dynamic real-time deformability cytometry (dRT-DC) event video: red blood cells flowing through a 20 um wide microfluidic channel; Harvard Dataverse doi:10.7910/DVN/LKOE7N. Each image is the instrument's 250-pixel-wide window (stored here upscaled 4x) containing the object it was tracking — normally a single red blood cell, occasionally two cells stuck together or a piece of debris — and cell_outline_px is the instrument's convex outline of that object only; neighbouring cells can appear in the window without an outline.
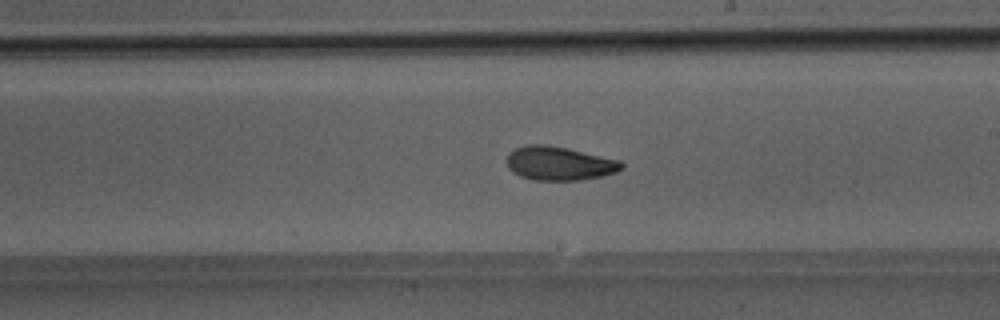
{"species": "Egyptian fruit bat (a non-hibernating species)", "species_latin": "Rousettus aegyptiacus", "temperature_condition": "room temperature", "stored_images_in_passage": 49, "camera_frame_rate_fps": 3000, "um_per_image_px": 0.085, "animal": {"sex": "male"}, "frame": {"image": 1, "passage_image": 28, "time_ms": 9.0, "image_size_px": [1000, 320], "cell_outline_px": [[624, 168], [616, 172], [600, 176], [580, 180], [532, 180], [520, 176], [512, 172], [508, 168], [508, 152], [516, 148], [528, 144], [544, 144], [564, 148], [620, 160], [624, 164]], "centroid_in_image_um": [47.52, 13.9], "position_along_channel_um": 241.5, "area_um2": 22.43}}
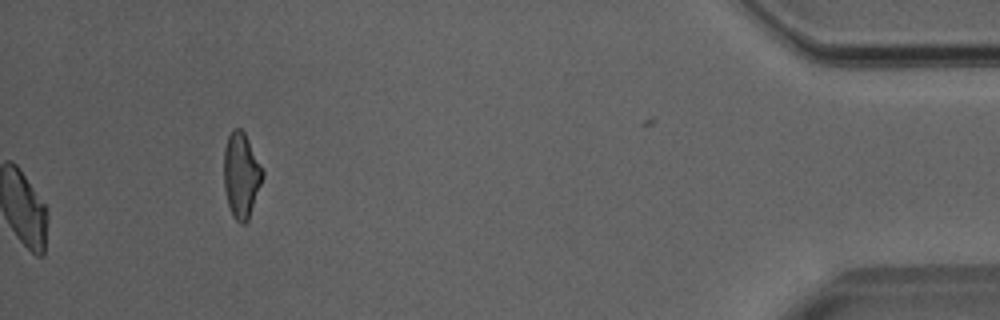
{"frame": {"image": 2, "passage_image": 49, "time_ms": 16.0, "image_size_px": [1000, 320], "cell_outline_px": [[264, 176], [248, 220], [244, 224], [240, 224], [232, 216], [228, 204], [224, 188], [224, 148], [228, 136], [232, 128], [240, 128], [244, 132], [264, 168]], "centroid_in_image_um": [20.51, 14.88], "position_along_channel_um": 414.7, "area_um2": 19.48}}